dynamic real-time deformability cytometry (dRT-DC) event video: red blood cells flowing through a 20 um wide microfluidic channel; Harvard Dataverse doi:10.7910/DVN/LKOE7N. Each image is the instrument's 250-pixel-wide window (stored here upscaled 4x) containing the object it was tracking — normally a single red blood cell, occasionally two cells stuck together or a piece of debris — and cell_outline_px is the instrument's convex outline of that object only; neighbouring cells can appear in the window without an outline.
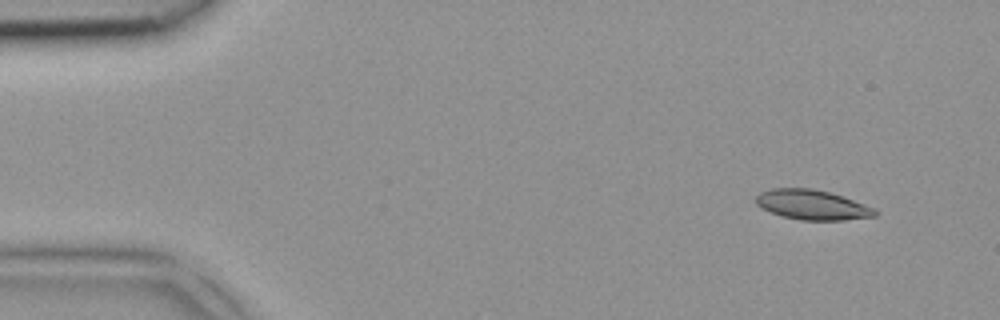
{"species": "common noctule bat (a hibernating species)", "species_latin": "Nyctalus noctula", "temperature_condition": "room temperature", "stored_images_in_passage": 6, "camera_frame_rate_fps": 3000, "um_per_image_px": 0.085, "animal": {"sex": "female", "body_mass_g": 18.4}, "frame": {"image": 1, "passage_image": 1, "time_ms": 0.0, "image_size_px": [1000, 320], "cell_outline_px": [[876, 216], [844, 220], [800, 220], [780, 216], [760, 208], [756, 204], [756, 196], [760, 192], [772, 188], [812, 188], [828, 192], [876, 208]], "centroid_in_image_um": [68.99, 17.41], "position_along_channel_um": 16.0, "area_um2": 20.69}}
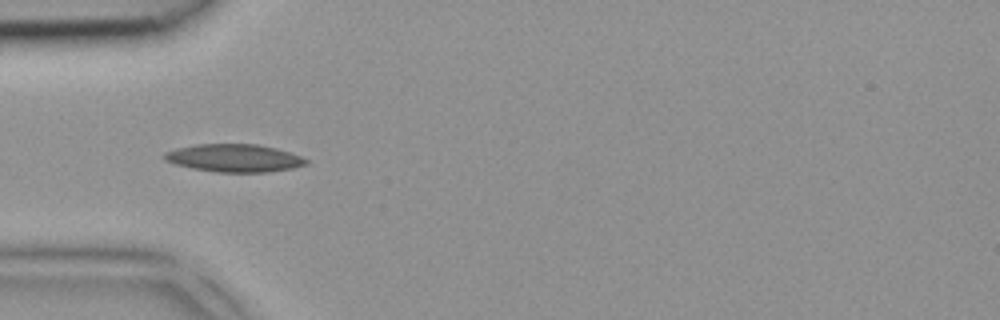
{"frame": {"image": 2, "passage_image": 4, "time_ms": 1.0, "image_size_px": [1000, 320], "cell_outline_px": [[308, 164], [292, 168], [268, 172], [216, 172], [192, 168], [176, 164], [164, 160], [164, 152], [176, 148], [196, 144], [256, 144], [276, 148], [300, 156], [308, 160]], "centroid_in_image_um": [19.89, 13.43], "position_along_channel_um": 65.1, "area_um2": 22.89}}